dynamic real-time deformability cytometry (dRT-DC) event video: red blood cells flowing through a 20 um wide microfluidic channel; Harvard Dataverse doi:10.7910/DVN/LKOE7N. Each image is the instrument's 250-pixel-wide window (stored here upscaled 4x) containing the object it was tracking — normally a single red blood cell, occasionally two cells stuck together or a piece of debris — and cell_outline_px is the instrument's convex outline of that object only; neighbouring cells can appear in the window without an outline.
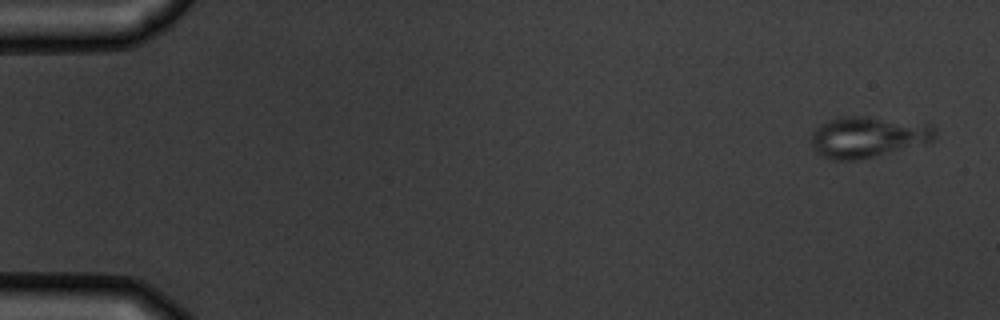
{"species": "common noctule bat (a hibernating species)", "species_latin": "Nyctalus noctula", "temperature_condition": "warm", "stored_images_in_passage": 5, "camera_frame_rate_fps": 3000, "um_per_image_px": 0.085, "animal": {"sex": "male", "body_mass_g": 19.5, "forearm_length_mm": 54.6}, "frame": {"image": 1, "passage_image": 1, "time_ms": 0.0, "image_size_px": [1000, 320], "cell_outline_px": [[936, 136], [932, 144], [852, 160], [828, 160], [820, 156], [812, 148], [808, 140], [812, 132], [820, 124], [828, 120], [840, 116], [868, 116], [932, 124], [936, 128]], "centroid_in_image_um": [73.79, 11.64], "position_along_channel_um": 11.2, "area_um2": 30.52}}